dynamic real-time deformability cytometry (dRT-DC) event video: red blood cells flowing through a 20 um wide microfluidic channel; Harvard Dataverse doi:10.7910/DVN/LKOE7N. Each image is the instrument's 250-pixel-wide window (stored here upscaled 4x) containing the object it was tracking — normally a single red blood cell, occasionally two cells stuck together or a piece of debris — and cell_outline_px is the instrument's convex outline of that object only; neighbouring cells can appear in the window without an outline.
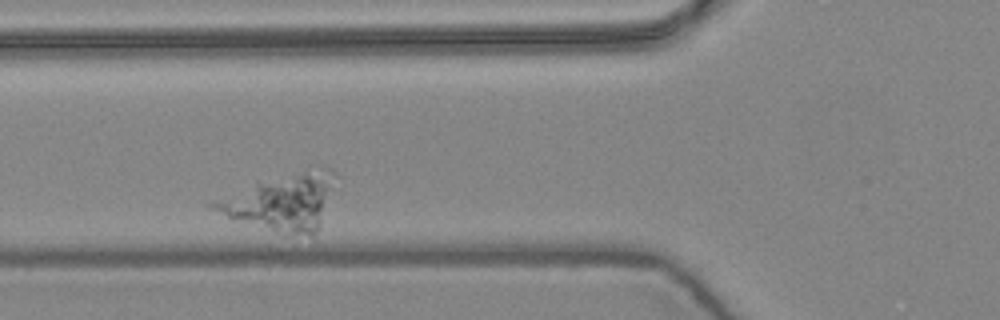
{"species": "common noctule bat (a hibernating species)", "species_latin": "Nyctalus noctula", "temperature_condition": "warm", "stored_images_in_passage": 3, "camera_frame_rate_fps": 3000, "um_per_image_px": 0.085, "animal": {"sex": "female", "body_mass_g": 24.6, "forearm_length_mm": 56.2}, "frame": {"image": 1, "passage_image": 2, "time_ms": 0.333, "image_size_px": [1000, 320], "cell_outline_px": [[336, 172], [320, 224], [316, 232], [312, 236], [284, 236], [228, 216], [204, 204], [256, 184], [320, 168], [328, 168]], "centroid_in_image_um": [23.97, 17.27], "position_along_channel_um": 101.8, "area_um2": 38.03}}